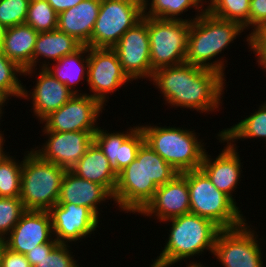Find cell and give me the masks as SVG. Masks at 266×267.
Returning a JSON list of instances; mask_svg holds the SVG:
<instances>
[{
	"label": "cell",
	"instance_id": "obj_1",
	"mask_svg": "<svg viewBox=\"0 0 266 267\" xmlns=\"http://www.w3.org/2000/svg\"><path fill=\"white\" fill-rule=\"evenodd\" d=\"M225 78L215 70L182 63L155 70L150 81L171 107L208 113L220 110Z\"/></svg>",
	"mask_w": 266,
	"mask_h": 267
},
{
	"label": "cell",
	"instance_id": "obj_2",
	"mask_svg": "<svg viewBox=\"0 0 266 267\" xmlns=\"http://www.w3.org/2000/svg\"><path fill=\"white\" fill-rule=\"evenodd\" d=\"M243 31L239 23L216 18L205 10L191 21L185 63L215 70L225 77V59L213 58L234 43Z\"/></svg>",
	"mask_w": 266,
	"mask_h": 267
},
{
	"label": "cell",
	"instance_id": "obj_3",
	"mask_svg": "<svg viewBox=\"0 0 266 267\" xmlns=\"http://www.w3.org/2000/svg\"><path fill=\"white\" fill-rule=\"evenodd\" d=\"M164 222H171L170 234L160 255L152 260L151 267H171L186 258L201 255L206 249L213 254L216 238L222 230L211 220L193 213Z\"/></svg>",
	"mask_w": 266,
	"mask_h": 267
},
{
	"label": "cell",
	"instance_id": "obj_4",
	"mask_svg": "<svg viewBox=\"0 0 266 267\" xmlns=\"http://www.w3.org/2000/svg\"><path fill=\"white\" fill-rule=\"evenodd\" d=\"M139 127L144 134L145 143L176 171L183 173L200 169L206 144L198 139L195 130L151 126V124L139 125Z\"/></svg>",
	"mask_w": 266,
	"mask_h": 267
},
{
	"label": "cell",
	"instance_id": "obj_5",
	"mask_svg": "<svg viewBox=\"0 0 266 267\" xmlns=\"http://www.w3.org/2000/svg\"><path fill=\"white\" fill-rule=\"evenodd\" d=\"M180 174L188 182L190 213L211 220L222 230L237 228L246 222L237 202L218 190L201 169Z\"/></svg>",
	"mask_w": 266,
	"mask_h": 267
},
{
	"label": "cell",
	"instance_id": "obj_6",
	"mask_svg": "<svg viewBox=\"0 0 266 267\" xmlns=\"http://www.w3.org/2000/svg\"><path fill=\"white\" fill-rule=\"evenodd\" d=\"M24 155L20 199L26 210L49 211L57 204L65 168L42 160L32 150Z\"/></svg>",
	"mask_w": 266,
	"mask_h": 267
},
{
	"label": "cell",
	"instance_id": "obj_7",
	"mask_svg": "<svg viewBox=\"0 0 266 267\" xmlns=\"http://www.w3.org/2000/svg\"><path fill=\"white\" fill-rule=\"evenodd\" d=\"M191 22L148 17L151 68L185 63Z\"/></svg>",
	"mask_w": 266,
	"mask_h": 267
},
{
	"label": "cell",
	"instance_id": "obj_8",
	"mask_svg": "<svg viewBox=\"0 0 266 267\" xmlns=\"http://www.w3.org/2000/svg\"><path fill=\"white\" fill-rule=\"evenodd\" d=\"M143 16V0H101L91 35V47L113 48Z\"/></svg>",
	"mask_w": 266,
	"mask_h": 267
},
{
	"label": "cell",
	"instance_id": "obj_9",
	"mask_svg": "<svg viewBox=\"0 0 266 267\" xmlns=\"http://www.w3.org/2000/svg\"><path fill=\"white\" fill-rule=\"evenodd\" d=\"M247 221L240 227L219 232L213 254L223 267H264L258 234Z\"/></svg>",
	"mask_w": 266,
	"mask_h": 267
},
{
	"label": "cell",
	"instance_id": "obj_10",
	"mask_svg": "<svg viewBox=\"0 0 266 267\" xmlns=\"http://www.w3.org/2000/svg\"><path fill=\"white\" fill-rule=\"evenodd\" d=\"M158 186L144 171V143L140 146L136 159L117 175L113 201L120 211L139 213L153 198Z\"/></svg>",
	"mask_w": 266,
	"mask_h": 267
},
{
	"label": "cell",
	"instance_id": "obj_11",
	"mask_svg": "<svg viewBox=\"0 0 266 267\" xmlns=\"http://www.w3.org/2000/svg\"><path fill=\"white\" fill-rule=\"evenodd\" d=\"M130 81L113 48L88 47L87 85L92 92L91 97L104 106L109 99L107 94L114 93Z\"/></svg>",
	"mask_w": 266,
	"mask_h": 267
},
{
	"label": "cell",
	"instance_id": "obj_12",
	"mask_svg": "<svg viewBox=\"0 0 266 267\" xmlns=\"http://www.w3.org/2000/svg\"><path fill=\"white\" fill-rule=\"evenodd\" d=\"M104 106L89 94L74 95L61 108L51 112L40 123L42 131L73 132L97 131V120Z\"/></svg>",
	"mask_w": 266,
	"mask_h": 267
},
{
	"label": "cell",
	"instance_id": "obj_13",
	"mask_svg": "<svg viewBox=\"0 0 266 267\" xmlns=\"http://www.w3.org/2000/svg\"><path fill=\"white\" fill-rule=\"evenodd\" d=\"M123 71L133 81L152 77L154 70L150 62L148 17L128 29L113 47Z\"/></svg>",
	"mask_w": 266,
	"mask_h": 267
},
{
	"label": "cell",
	"instance_id": "obj_14",
	"mask_svg": "<svg viewBox=\"0 0 266 267\" xmlns=\"http://www.w3.org/2000/svg\"><path fill=\"white\" fill-rule=\"evenodd\" d=\"M42 132L48 136L47 141L41 149L32 151L44 161L71 170L94 142L96 131Z\"/></svg>",
	"mask_w": 266,
	"mask_h": 267
},
{
	"label": "cell",
	"instance_id": "obj_15",
	"mask_svg": "<svg viewBox=\"0 0 266 267\" xmlns=\"http://www.w3.org/2000/svg\"><path fill=\"white\" fill-rule=\"evenodd\" d=\"M53 236L58 243L68 244L87 237L99 228V218L86 206L57 203L49 210Z\"/></svg>",
	"mask_w": 266,
	"mask_h": 267
},
{
	"label": "cell",
	"instance_id": "obj_16",
	"mask_svg": "<svg viewBox=\"0 0 266 267\" xmlns=\"http://www.w3.org/2000/svg\"><path fill=\"white\" fill-rule=\"evenodd\" d=\"M51 216L45 210H26L12 231L5 237L6 247L26 254L35 246L54 239Z\"/></svg>",
	"mask_w": 266,
	"mask_h": 267
},
{
	"label": "cell",
	"instance_id": "obj_17",
	"mask_svg": "<svg viewBox=\"0 0 266 267\" xmlns=\"http://www.w3.org/2000/svg\"><path fill=\"white\" fill-rule=\"evenodd\" d=\"M218 133L216 139L219 142H227V145L215 159L210 158L211 156L205 151L200 169L208 176L218 190L224 192L235 202V197L233 198L232 194L235 192L234 190H236L237 185L240 184L238 181H241L242 163L237 152V145L226 141L221 136L220 131Z\"/></svg>",
	"mask_w": 266,
	"mask_h": 267
},
{
	"label": "cell",
	"instance_id": "obj_18",
	"mask_svg": "<svg viewBox=\"0 0 266 267\" xmlns=\"http://www.w3.org/2000/svg\"><path fill=\"white\" fill-rule=\"evenodd\" d=\"M190 213V194L187 180L179 173L172 181L160 185L153 198L138 213L166 221Z\"/></svg>",
	"mask_w": 266,
	"mask_h": 267
},
{
	"label": "cell",
	"instance_id": "obj_19",
	"mask_svg": "<svg viewBox=\"0 0 266 267\" xmlns=\"http://www.w3.org/2000/svg\"><path fill=\"white\" fill-rule=\"evenodd\" d=\"M38 72V75L36 74L38 78L36 80V85L32 89L33 91L29 92L26 87L23 86L21 98L28 100L31 98L33 113L41 122L51 112L61 108L75 94L45 68H41Z\"/></svg>",
	"mask_w": 266,
	"mask_h": 267
},
{
	"label": "cell",
	"instance_id": "obj_20",
	"mask_svg": "<svg viewBox=\"0 0 266 267\" xmlns=\"http://www.w3.org/2000/svg\"><path fill=\"white\" fill-rule=\"evenodd\" d=\"M106 199L111 200L113 196L102 185L82 179L67 170L62 179L57 203L86 206L100 218L98 207L106 202Z\"/></svg>",
	"mask_w": 266,
	"mask_h": 267
},
{
	"label": "cell",
	"instance_id": "obj_21",
	"mask_svg": "<svg viewBox=\"0 0 266 267\" xmlns=\"http://www.w3.org/2000/svg\"><path fill=\"white\" fill-rule=\"evenodd\" d=\"M100 6L101 0H83L60 12L57 29L74 37L83 46L91 47V35Z\"/></svg>",
	"mask_w": 266,
	"mask_h": 267
},
{
	"label": "cell",
	"instance_id": "obj_22",
	"mask_svg": "<svg viewBox=\"0 0 266 267\" xmlns=\"http://www.w3.org/2000/svg\"><path fill=\"white\" fill-rule=\"evenodd\" d=\"M83 45L74 37L59 31L58 29L38 34L33 51V69L24 70L23 76H32L37 70L36 65L43 58H46L40 68H47L50 60L53 62L60 60L66 55H70L79 50ZM39 58V59H38ZM48 59V61H46ZM50 59V60H49ZM48 62V63H47ZM36 68V69H35Z\"/></svg>",
	"mask_w": 266,
	"mask_h": 267
},
{
	"label": "cell",
	"instance_id": "obj_23",
	"mask_svg": "<svg viewBox=\"0 0 266 267\" xmlns=\"http://www.w3.org/2000/svg\"><path fill=\"white\" fill-rule=\"evenodd\" d=\"M70 171L82 179L102 185L113 196L118 174L94 142Z\"/></svg>",
	"mask_w": 266,
	"mask_h": 267
},
{
	"label": "cell",
	"instance_id": "obj_24",
	"mask_svg": "<svg viewBox=\"0 0 266 267\" xmlns=\"http://www.w3.org/2000/svg\"><path fill=\"white\" fill-rule=\"evenodd\" d=\"M38 32L27 24L6 28L2 53L21 69H33V51Z\"/></svg>",
	"mask_w": 266,
	"mask_h": 267
},
{
	"label": "cell",
	"instance_id": "obj_25",
	"mask_svg": "<svg viewBox=\"0 0 266 267\" xmlns=\"http://www.w3.org/2000/svg\"><path fill=\"white\" fill-rule=\"evenodd\" d=\"M56 63V65L53 64L52 68L49 65L45 69L61 83L65 84L73 94L82 95V93H78L79 90L74 88V85L83 79L87 82L88 46H82L75 53L62 57Z\"/></svg>",
	"mask_w": 266,
	"mask_h": 267
},
{
	"label": "cell",
	"instance_id": "obj_26",
	"mask_svg": "<svg viewBox=\"0 0 266 267\" xmlns=\"http://www.w3.org/2000/svg\"><path fill=\"white\" fill-rule=\"evenodd\" d=\"M143 0L144 16L159 18V19H170V20H186L193 21L199 17L205 10V5L201 0ZM151 3V4H150ZM149 7V9H148ZM197 9L193 19H182L179 15L188 11L189 8ZM202 8V9H201ZM148 10V12L146 11ZM201 11V12H200Z\"/></svg>",
	"mask_w": 266,
	"mask_h": 267
},
{
	"label": "cell",
	"instance_id": "obj_27",
	"mask_svg": "<svg viewBox=\"0 0 266 267\" xmlns=\"http://www.w3.org/2000/svg\"><path fill=\"white\" fill-rule=\"evenodd\" d=\"M221 136L229 143L245 138H265L266 141V101L259 106L258 111L230 128L223 129Z\"/></svg>",
	"mask_w": 266,
	"mask_h": 267
},
{
	"label": "cell",
	"instance_id": "obj_28",
	"mask_svg": "<svg viewBox=\"0 0 266 267\" xmlns=\"http://www.w3.org/2000/svg\"><path fill=\"white\" fill-rule=\"evenodd\" d=\"M206 10L214 17L239 23L249 29L250 0H210Z\"/></svg>",
	"mask_w": 266,
	"mask_h": 267
},
{
	"label": "cell",
	"instance_id": "obj_29",
	"mask_svg": "<svg viewBox=\"0 0 266 267\" xmlns=\"http://www.w3.org/2000/svg\"><path fill=\"white\" fill-rule=\"evenodd\" d=\"M144 171L158 187L172 181L179 172L144 142Z\"/></svg>",
	"mask_w": 266,
	"mask_h": 267
},
{
	"label": "cell",
	"instance_id": "obj_30",
	"mask_svg": "<svg viewBox=\"0 0 266 267\" xmlns=\"http://www.w3.org/2000/svg\"><path fill=\"white\" fill-rule=\"evenodd\" d=\"M9 155L0 163V197L5 198L19 197L21 191L23 160H14Z\"/></svg>",
	"mask_w": 266,
	"mask_h": 267
},
{
	"label": "cell",
	"instance_id": "obj_31",
	"mask_svg": "<svg viewBox=\"0 0 266 267\" xmlns=\"http://www.w3.org/2000/svg\"><path fill=\"white\" fill-rule=\"evenodd\" d=\"M130 128L125 133L118 132V173L136 159L140 146L145 142L144 134L138 125Z\"/></svg>",
	"mask_w": 266,
	"mask_h": 267
},
{
	"label": "cell",
	"instance_id": "obj_32",
	"mask_svg": "<svg viewBox=\"0 0 266 267\" xmlns=\"http://www.w3.org/2000/svg\"><path fill=\"white\" fill-rule=\"evenodd\" d=\"M25 24L38 33L53 31L58 26V14L46 0H30Z\"/></svg>",
	"mask_w": 266,
	"mask_h": 267
},
{
	"label": "cell",
	"instance_id": "obj_33",
	"mask_svg": "<svg viewBox=\"0 0 266 267\" xmlns=\"http://www.w3.org/2000/svg\"><path fill=\"white\" fill-rule=\"evenodd\" d=\"M21 75H24V70L0 50V92L8 100L11 96L22 97L23 83L18 78Z\"/></svg>",
	"mask_w": 266,
	"mask_h": 267
},
{
	"label": "cell",
	"instance_id": "obj_34",
	"mask_svg": "<svg viewBox=\"0 0 266 267\" xmlns=\"http://www.w3.org/2000/svg\"><path fill=\"white\" fill-rule=\"evenodd\" d=\"M26 211L20 197H0V237L5 238Z\"/></svg>",
	"mask_w": 266,
	"mask_h": 267
},
{
	"label": "cell",
	"instance_id": "obj_35",
	"mask_svg": "<svg viewBox=\"0 0 266 267\" xmlns=\"http://www.w3.org/2000/svg\"><path fill=\"white\" fill-rule=\"evenodd\" d=\"M30 0H0V23L5 28L25 24Z\"/></svg>",
	"mask_w": 266,
	"mask_h": 267
},
{
	"label": "cell",
	"instance_id": "obj_36",
	"mask_svg": "<svg viewBox=\"0 0 266 267\" xmlns=\"http://www.w3.org/2000/svg\"><path fill=\"white\" fill-rule=\"evenodd\" d=\"M94 143L108 158L111 168L118 174V163L116 160L118 152V132L109 133L99 127L94 133Z\"/></svg>",
	"mask_w": 266,
	"mask_h": 267
},
{
	"label": "cell",
	"instance_id": "obj_37",
	"mask_svg": "<svg viewBox=\"0 0 266 267\" xmlns=\"http://www.w3.org/2000/svg\"><path fill=\"white\" fill-rule=\"evenodd\" d=\"M69 244L59 243L49 254L38 261L35 267H80L69 249Z\"/></svg>",
	"mask_w": 266,
	"mask_h": 267
},
{
	"label": "cell",
	"instance_id": "obj_38",
	"mask_svg": "<svg viewBox=\"0 0 266 267\" xmlns=\"http://www.w3.org/2000/svg\"><path fill=\"white\" fill-rule=\"evenodd\" d=\"M246 41L249 44V51L257 56L258 66L266 72V27L259 28L252 33H249Z\"/></svg>",
	"mask_w": 266,
	"mask_h": 267
},
{
	"label": "cell",
	"instance_id": "obj_39",
	"mask_svg": "<svg viewBox=\"0 0 266 267\" xmlns=\"http://www.w3.org/2000/svg\"><path fill=\"white\" fill-rule=\"evenodd\" d=\"M266 27V0H250L249 28L254 32Z\"/></svg>",
	"mask_w": 266,
	"mask_h": 267
},
{
	"label": "cell",
	"instance_id": "obj_40",
	"mask_svg": "<svg viewBox=\"0 0 266 267\" xmlns=\"http://www.w3.org/2000/svg\"><path fill=\"white\" fill-rule=\"evenodd\" d=\"M0 267H31L24 254L14 252L7 247L3 250Z\"/></svg>",
	"mask_w": 266,
	"mask_h": 267
},
{
	"label": "cell",
	"instance_id": "obj_41",
	"mask_svg": "<svg viewBox=\"0 0 266 267\" xmlns=\"http://www.w3.org/2000/svg\"><path fill=\"white\" fill-rule=\"evenodd\" d=\"M59 243L54 238L51 242L43 243L35 246L33 250H29L25 256L31 267H35L45 254H49Z\"/></svg>",
	"mask_w": 266,
	"mask_h": 267
},
{
	"label": "cell",
	"instance_id": "obj_42",
	"mask_svg": "<svg viewBox=\"0 0 266 267\" xmlns=\"http://www.w3.org/2000/svg\"><path fill=\"white\" fill-rule=\"evenodd\" d=\"M54 11L59 14L71 7L76 6L79 2L83 0H46Z\"/></svg>",
	"mask_w": 266,
	"mask_h": 267
},
{
	"label": "cell",
	"instance_id": "obj_43",
	"mask_svg": "<svg viewBox=\"0 0 266 267\" xmlns=\"http://www.w3.org/2000/svg\"><path fill=\"white\" fill-rule=\"evenodd\" d=\"M4 143H5V140L0 141V163L8 155V153L6 151H3V150H5L3 147Z\"/></svg>",
	"mask_w": 266,
	"mask_h": 267
},
{
	"label": "cell",
	"instance_id": "obj_44",
	"mask_svg": "<svg viewBox=\"0 0 266 267\" xmlns=\"http://www.w3.org/2000/svg\"><path fill=\"white\" fill-rule=\"evenodd\" d=\"M6 28L0 23V49L3 44Z\"/></svg>",
	"mask_w": 266,
	"mask_h": 267
},
{
	"label": "cell",
	"instance_id": "obj_45",
	"mask_svg": "<svg viewBox=\"0 0 266 267\" xmlns=\"http://www.w3.org/2000/svg\"><path fill=\"white\" fill-rule=\"evenodd\" d=\"M5 247H6L5 238L0 237V264H1L2 253Z\"/></svg>",
	"mask_w": 266,
	"mask_h": 267
},
{
	"label": "cell",
	"instance_id": "obj_46",
	"mask_svg": "<svg viewBox=\"0 0 266 267\" xmlns=\"http://www.w3.org/2000/svg\"><path fill=\"white\" fill-rule=\"evenodd\" d=\"M8 99L0 92V109L4 107V104L7 103Z\"/></svg>",
	"mask_w": 266,
	"mask_h": 267
},
{
	"label": "cell",
	"instance_id": "obj_47",
	"mask_svg": "<svg viewBox=\"0 0 266 267\" xmlns=\"http://www.w3.org/2000/svg\"><path fill=\"white\" fill-rule=\"evenodd\" d=\"M203 265V263L201 264V262L200 263H197V262H192V263H189L188 265H187V267H208V266H202Z\"/></svg>",
	"mask_w": 266,
	"mask_h": 267
},
{
	"label": "cell",
	"instance_id": "obj_48",
	"mask_svg": "<svg viewBox=\"0 0 266 267\" xmlns=\"http://www.w3.org/2000/svg\"><path fill=\"white\" fill-rule=\"evenodd\" d=\"M3 110L2 109H0V120H1V117H2V113H4V111L2 112ZM4 133L2 134V132L0 131V141H2V140H4L5 138H4Z\"/></svg>",
	"mask_w": 266,
	"mask_h": 267
},
{
	"label": "cell",
	"instance_id": "obj_49",
	"mask_svg": "<svg viewBox=\"0 0 266 267\" xmlns=\"http://www.w3.org/2000/svg\"><path fill=\"white\" fill-rule=\"evenodd\" d=\"M201 1H202L203 3H207V2L209 3L210 0H207V1H206V0H201ZM204 1H205V2H204Z\"/></svg>",
	"mask_w": 266,
	"mask_h": 267
}]
</instances>
